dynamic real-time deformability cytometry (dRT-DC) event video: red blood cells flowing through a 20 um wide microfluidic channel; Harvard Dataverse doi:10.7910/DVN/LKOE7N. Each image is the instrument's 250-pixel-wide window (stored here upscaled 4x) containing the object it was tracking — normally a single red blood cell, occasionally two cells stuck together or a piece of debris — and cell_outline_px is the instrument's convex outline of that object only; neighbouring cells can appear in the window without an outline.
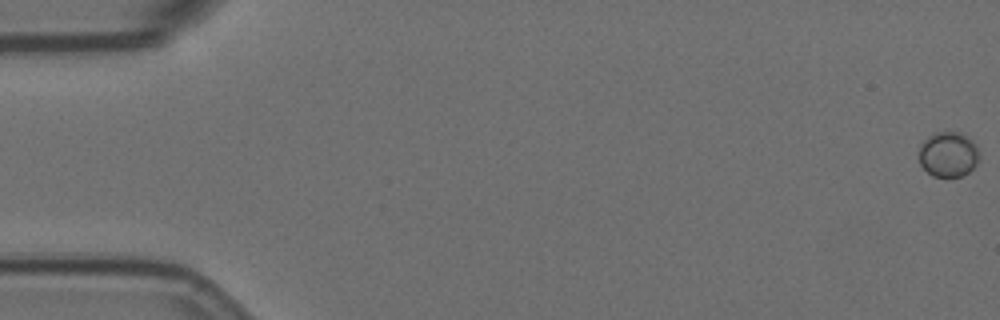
{"species": "Egyptian fruit bat (a non-hibernating species)", "species_latin": "Rousettus aegyptiacus", "temperature_condition": "room temperature", "stored_images_in_passage": 59, "camera_frame_rate_fps": 3000, "um_per_image_px": 0.085, "animal": {"sex": "female"}, "frame": {"image": 1, "passage_image": 1, "time_ms": 0.0, "image_size_px": [1000, 320], "cell_outline_px": [[980, 152], [976, 164], [968, 172], [960, 176], [932, 176], [920, 164], [920, 144], [928, 136], [936, 132], [960, 132], [968, 136], [976, 144]], "centroid_in_image_um": [80.62, 13.1], "position_along_channel_um": 4.4, "area_um2": 15.84}}
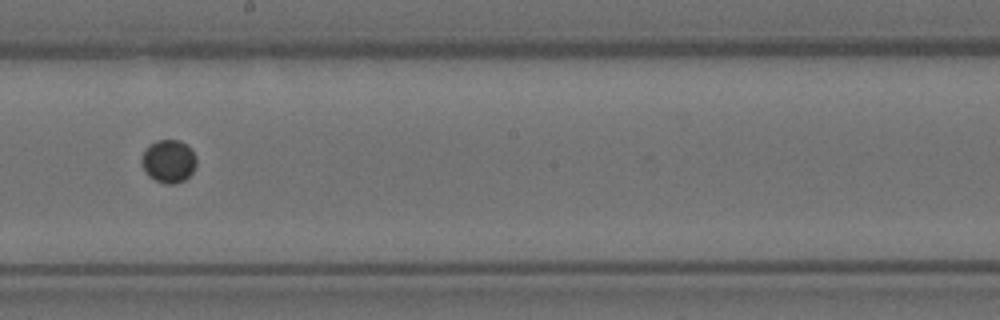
{"frame": {"image": 2, "passage_image": 34, "time_ms": 11.0, "image_size_px": [1000, 320], "cell_outline_px": [[196, 164], [192, 172], [184, 180], [172, 184], [168, 184], [156, 180], [148, 176], [144, 172], [140, 164], [140, 160], [144, 148], [156, 140], [180, 140], [192, 148], [196, 156]], "centroid_in_image_um": [14.3, 13.68], "position_along_channel_um": 233.9, "area_um2": 13.99}}
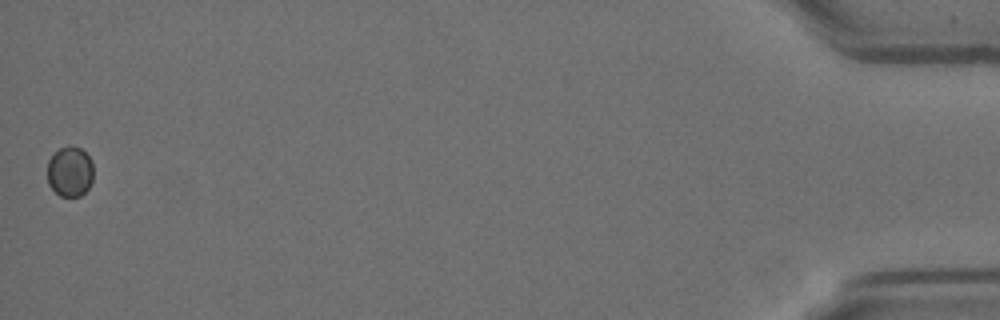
{"frame": {"image": 3, "passage_image": 59, "time_ms": 19.333, "image_size_px": [1000, 320], "cell_outline_px": [[92, 180], [88, 188], [80, 196], [60, 196], [48, 184], [48, 160], [60, 148], [80, 148], [92, 160]], "centroid_in_image_um": [5.94, 14.62], "position_along_channel_um": 429.3, "area_um2": 13.12}, "authors_computed_cell_mechanics": {"area_um2": 13.7564, "velocity_mm_per_s": 3.5041, "shape_relaxation_time_tau1_ms": 0.8884, "shape_relaxation_time_tau2_ms": null, "deformation_change_tau1": 0.0164, "deformation_change_tau2": null}}